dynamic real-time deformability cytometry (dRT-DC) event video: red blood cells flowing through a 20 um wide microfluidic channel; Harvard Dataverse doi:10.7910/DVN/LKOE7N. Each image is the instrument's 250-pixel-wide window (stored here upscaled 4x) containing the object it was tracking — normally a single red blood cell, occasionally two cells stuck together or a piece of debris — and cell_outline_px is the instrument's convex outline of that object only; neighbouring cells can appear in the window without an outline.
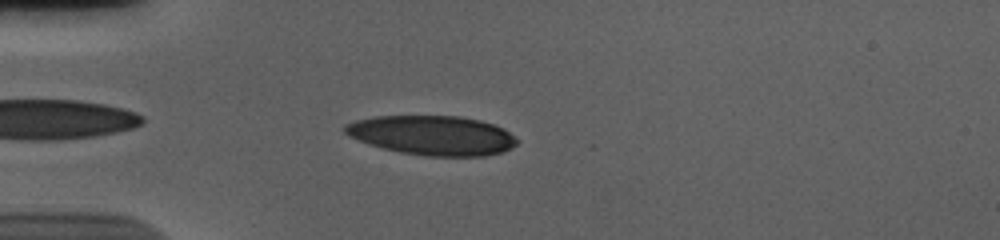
{"species": "human", "species_latin": "Homo sapiens", "temperature_condition": "cold", "stored_images_in_passage": 37, "camera_frame_rate_fps": 3000, "um_per_image_px": 0.085, "donor": {"sex": "male"}, "frame": {"image": 1, "passage_image": 3, "time_ms": 0.667, "image_size_px": [1000, 240], "cell_outline_px": [[516, 144], [504, 152], [484, 156], [424, 156], [400, 152], [368, 144], [348, 136], [344, 132], [344, 124], [356, 120], [376, 116], [460, 116], [480, 120], [496, 124], [504, 128], [516, 140]], "centroid_in_image_um": [36.73, 11.5], "position_along_channel_um": 48.3, "area_um2": 39.65}}
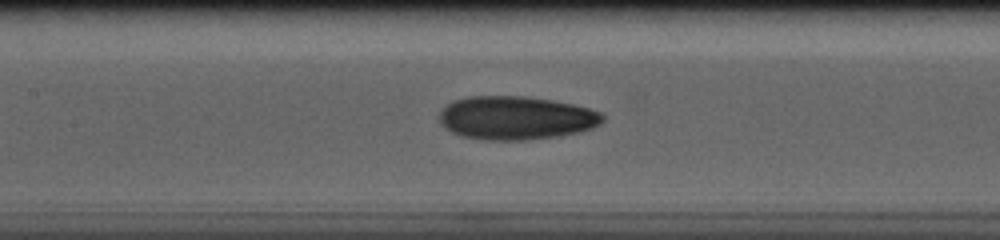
{"frame": {"image": 2, "passage_image": 14, "time_ms": 4.333, "image_size_px": [1000, 240], "cell_outline_px": [[604, 120], [600, 124], [592, 128], [560, 136], [524, 140], [484, 140], [460, 136], [452, 132], [440, 124], [440, 112], [452, 100], [468, 96], [524, 96], [552, 100], [572, 104], [588, 108], [600, 112], [604, 116]], "centroid_in_image_um": [43.84, 10.02], "position_along_channel_um": 163.6, "area_um2": 41.44}}
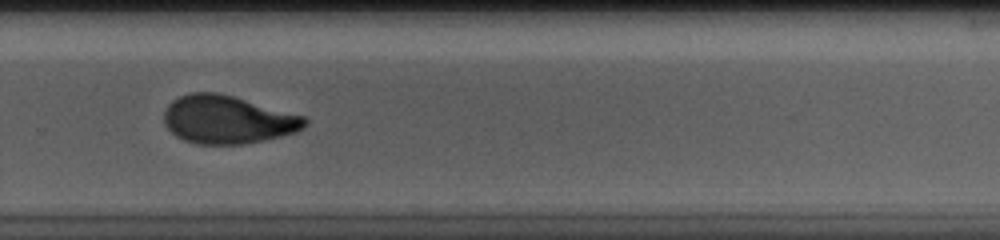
{"frame": {"image": 3, "passage_image": 26, "time_ms": 8.333, "image_size_px": [1000, 240], "cell_outline_px": [[308, 124], [304, 128], [296, 132], [264, 140], [244, 144], [196, 144], [184, 140], [176, 136], [164, 124], [164, 112], [168, 104], [172, 100], [180, 96], [192, 92], [216, 92], [232, 96], [304, 116], [308, 120]], "centroid_in_image_um": [19.33, 10.17], "position_along_channel_um": 310.5, "area_um2": 39.36}, "authors_computed_cell_mechanics": {"area_um2": 40.749, "velocity_mm_per_s": 3.6865, "shape_relaxation_time_tau1_ms": 6.0881, "shape_relaxation_time_tau2_ms": 2.2672, "deformation_change_tau1": 0.1977, "deformation_change_tau2": 0.0724}}